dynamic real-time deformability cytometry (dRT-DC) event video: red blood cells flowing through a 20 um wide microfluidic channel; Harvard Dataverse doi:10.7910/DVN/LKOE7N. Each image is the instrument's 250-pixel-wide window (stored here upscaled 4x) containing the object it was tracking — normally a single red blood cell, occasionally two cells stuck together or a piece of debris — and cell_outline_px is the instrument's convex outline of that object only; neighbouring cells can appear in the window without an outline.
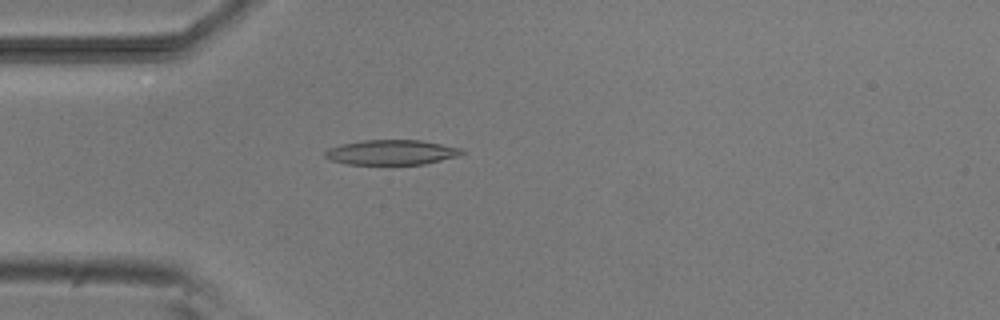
{"species": "common noctule bat (a hibernating species)", "species_latin": "Nyctalus noctula", "temperature_condition": "room temperature", "stored_images_in_passage": 52, "camera_frame_rate_fps": 3000, "um_per_image_px": 0.085, "animal": {"sex": "male", "body_mass_g": 20.5, "forearm_length_mm": 52.5}, "frame": {"image": 1, "passage_image": 14, "time_ms": 4.333, "image_size_px": [1000, 320], "cell_outline_px": [[464, 152], [460, 156], [424, 164], [344, 164], [332, 160], [324, 156], [324, 152], [328, 148], [340, 144], [364, 140], [420, 140], [460, 148]], "centroid_in_image_um": [33.25, 12.95], "position_along_channel_um": 51.8, "area_um2": 19.83}}
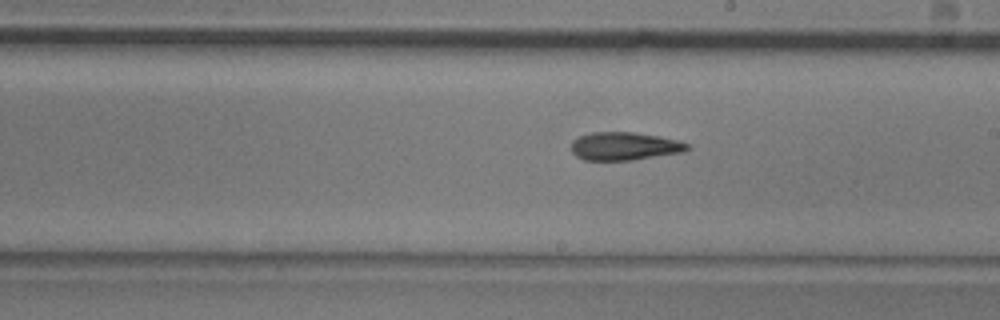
{"frame": {"image": 2, "passage_image": 29, "time_ms": 9.333, "image_size_px": [1000, 320], "cell_outline_px": [[692, 148], [680, 152], [632, 160], [584, 160], [576, 156], [572, 152], [572, 140], [580, 136], [592, 132], [636, 132], [660, 136], [676, 140], [688, 144]], "centroid_in_image_um": [53.06, 12.42], "position_along_channel_um": 235.9, "area_um2": 18.9}}
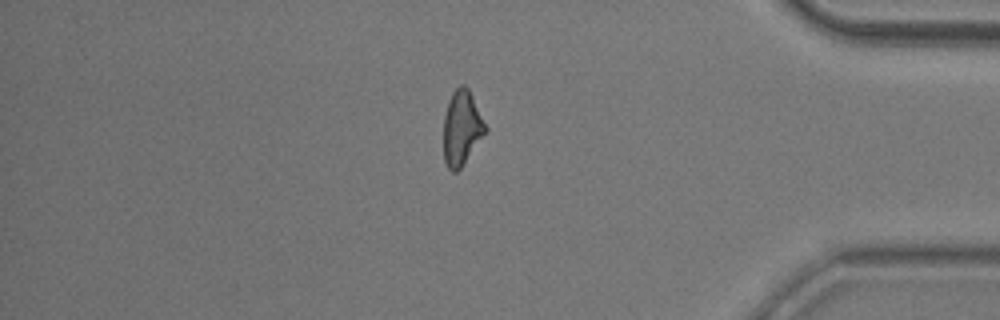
{"frame": {"image": 3, "passage_image": 44, "time_ms": 14.333, "image_size_px": [1000, 320], "cell_outline_px": [[488, 128], [460, 168], [456, 172], [452, 172], [448, 168], [444, 160], [444, 116], [448, 100], [452, 92], [460, 84], [464, 84], [468, 88]], "centroid_in_image_um": [39.23, 10.84], "position_along_channel_um": 396.0, "area_um2": 17.98}, "authors_computed_cell_mechanics": {"area_um2": 19.0451, "velocity_mm_per_s": 3.8204, "shape_relaxation_time_tau1_ms": 11.246, "shape_relaxation_time_tau2_ms": 6.2683, "deformation_change_tau1": 0.2688, "deformation_change_tau2": 0.1758}}